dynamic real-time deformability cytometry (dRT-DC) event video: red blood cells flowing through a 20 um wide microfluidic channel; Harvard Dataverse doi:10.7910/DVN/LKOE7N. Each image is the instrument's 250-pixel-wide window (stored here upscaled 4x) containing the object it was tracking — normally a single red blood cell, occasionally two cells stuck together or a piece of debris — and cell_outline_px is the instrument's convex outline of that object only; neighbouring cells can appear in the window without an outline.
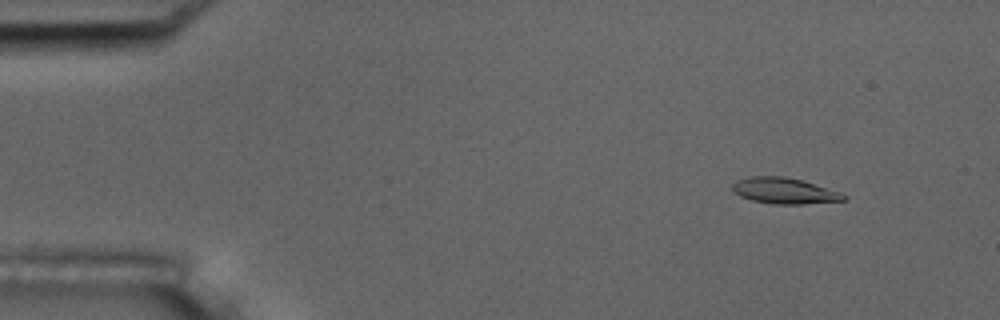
{"species": "common noctule bat (a hibernating species)", "species_latin": "Nyctalus noctula", "temperature_condition": "room temperature", "stored_images_in_passage": 54, "camera_frame_rate_fps": 3000, "um_per_image_px": 0.085, "animal": {"sex": "male", "body_mass_g": 17.5, "forearm_length_mm": 52.3}, "frame": {"image": 1, "passage_image": 6, "time_ms": 1.667, "image_size_px": [1000, 320], "cell_outline_px": [[848, 196], [844, 200], [804, 204], [776, 204], [752, 200], [740, 196], [732, 192], [732, 184], [736, 180], [752, 176], [780, 176], [800, 180], [840, 192]], "centroid_in_image_um": [66.63, 16.22], "position_along_channel_um": 18.4, "area_um2": 16.65}}
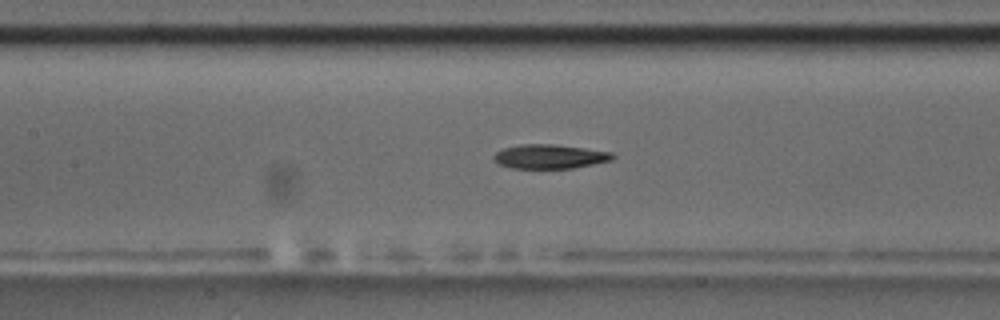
{"frame": {"image": 2, "passage_image": 25, "time_ms": 8.0, "image_size_px": [1000, 320], "cell_outline_px": [[616, 156], [612, 160], [572, 168], [512, 168], [500, 164], [492, 156], [496, 152], [504, 148], [520, 144], [556, 144], [612, 152]], "centroid_in_image_um": [46.74, 13.29], "position_along_channel_um": 160.7, "area_um2": 16.65}}
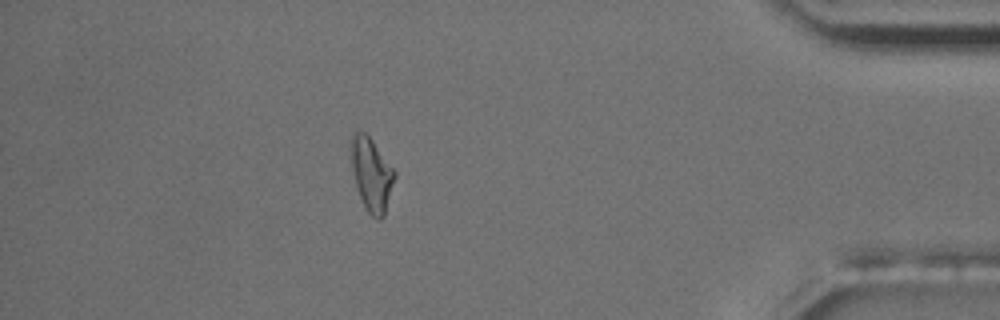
{"frame": {"image": 3, "passage_image": 48, "time_ms": 15.667, "image_size_px": [1000, 320], "cell_outline_px": [[396, 176], [384, 216], [380, 220], [376, 220], [368, 212], [360, 196], [356, 184], [352, 168], [348, 148], [348, 140], [352, 132], [356, 128], [364, 132], [372, 140], [396, 172]], "centroid_in_image_um": [31.54, 14.74], "position_along_channel_um": 403.7, "area_um2": 18.96}}